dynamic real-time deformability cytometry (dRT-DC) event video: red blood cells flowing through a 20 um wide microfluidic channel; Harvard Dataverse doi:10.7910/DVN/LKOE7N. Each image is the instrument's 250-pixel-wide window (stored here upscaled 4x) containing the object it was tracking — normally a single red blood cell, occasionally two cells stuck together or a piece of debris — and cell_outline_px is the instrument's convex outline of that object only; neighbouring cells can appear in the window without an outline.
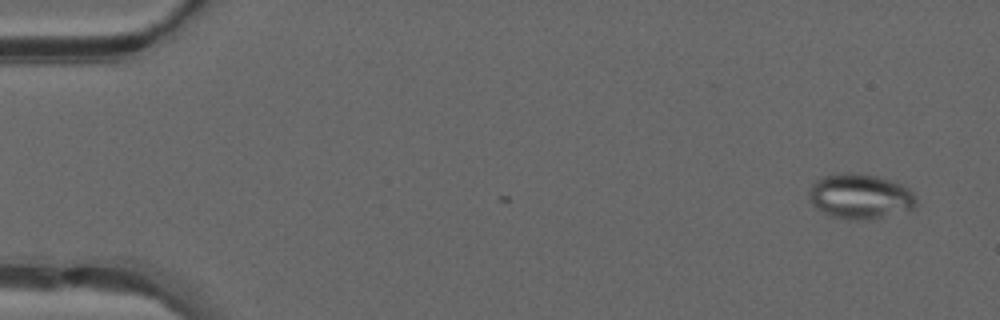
{"species": "common noctule bat (a hibernating species)", "species_latin": "Nyctalus noctula", "temperature_condition": "warm", "stored_images_in_passage": 8, "camera_frame_rate_fps": 3000, "um_per_image_px": 0.085, "animal": {"sex": "male", "forearm_length_mm": 52.5}, "frame": {"image": 1, "passage_image": 2, "time_ms": 0.333, "image_size_px": [1000, 320], "cell_outline_px": [[916, 208], [868, 220], [848, 220], [832, 216], [816, 208], [808, 200], [808, 192], [812, 184], [820, 176], [848, 172], [856, 172], [876, 176], [892, 180], [904, 184], [916, 196]], "centroid_in_image_um": [73.1, 16.68], "position_along_channel_um": 11.9, "area_um2": 28.55}}